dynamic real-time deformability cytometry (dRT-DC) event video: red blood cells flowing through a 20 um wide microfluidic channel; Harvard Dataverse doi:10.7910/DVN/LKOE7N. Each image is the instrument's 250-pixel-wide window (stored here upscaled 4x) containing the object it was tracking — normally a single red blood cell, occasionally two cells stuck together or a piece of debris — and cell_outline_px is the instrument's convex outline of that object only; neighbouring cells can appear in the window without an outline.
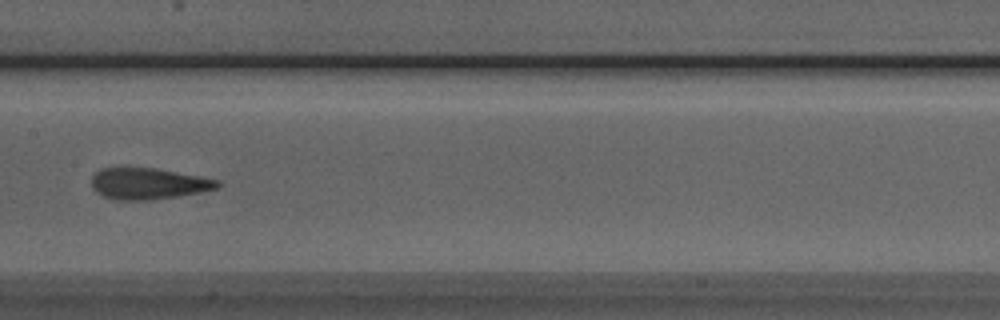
{"species": "Egyptian fruit bat (a non-hibernating species)", "species_latin": "Rousettus aegyptiacus", "temperature_condition": "room temperature", "stored_images_in_passage": 7, "camera_frame_rate_fps": 3000, "um_per_image_px": 0.085, "animal": {"sex": "male"}, "frame": {"image": 1, "passage_image": 7, "time_ms": 7.667, "image_size_px": [1000, 320], "cell_outline_px": [[220, 188], [180, 196], [152, 200], [116, 200], [104, 196], [96, 192], [92, 188], [92, 176], [100, 168], [156, 168], [220, 180]], "centroid_in_image_um": [12.62, 15.62], "position_along_channel_um": 194.8, "area_um2": 23.06}}